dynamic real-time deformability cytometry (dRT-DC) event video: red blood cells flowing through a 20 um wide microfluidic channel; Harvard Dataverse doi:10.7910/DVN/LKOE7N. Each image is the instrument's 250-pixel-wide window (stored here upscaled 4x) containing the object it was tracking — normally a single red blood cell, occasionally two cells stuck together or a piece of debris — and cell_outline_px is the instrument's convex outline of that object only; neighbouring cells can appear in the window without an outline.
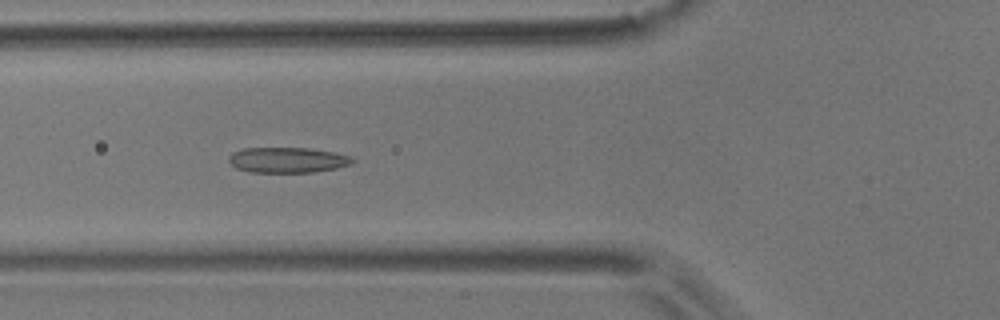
{"species": "common noctule bat (a hibernating species)", "species_latin": "Nyctalus noctula", "temperature_condition": "room temperature", "stored_images_in_passage": 53, "camera_frame_rate_fps": 3000, "um_per_image_px": 0.085, "animal": {"sex": "male", "body_mass_g": 17.9}, "frame": {"image": 1, "passage_image": 19, "time_ms": 6.0, "image_size_px": [1000, 320], "cell_outline_px": [[356, 160], [352, 164], [336, 168], [312, 172], [252, 172], [236, 168], [228, 160], [228, 156], [232, 152], [244, 148], [308, 148], [332, 152], [352, 156]], "centroid_in_image_um": [24.45, 13.59], "position_along_channel_um": 101.4, "area_um2": 18.32}}
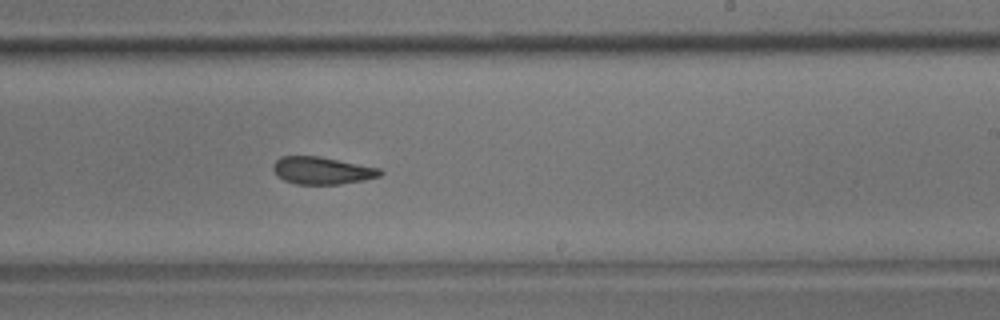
{"frame": {"image": 2, "passage_image": 32, "time_ms": 10.333, "image_size_px": [1000, 320], "cell_outline_px": [[384, 172], [380, 176], [364, 180], [340, 184], [296, 184], [284, 180], [276, 176], [272, 168], [272, 164], [280, 156], [320, 156], [380, 168]], "centroid_in_image_um": [27.35, 14.49], "position_along_channel_um": 261.6, "area_um2": 17.22}}
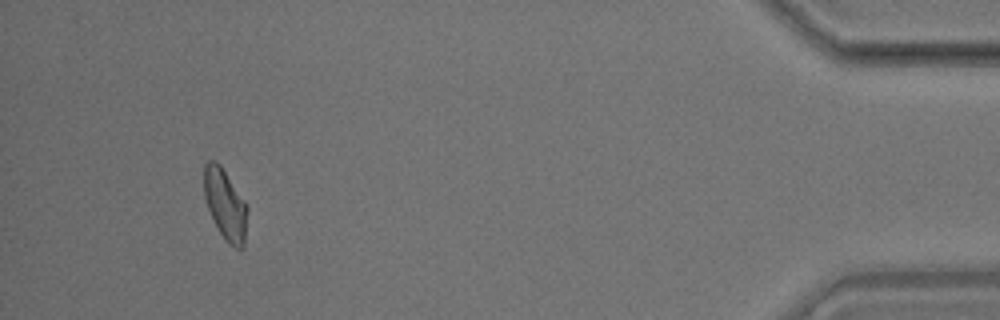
{"frame": {"image": 3, "passage_image": 50, "time_ms": 16.333, "image_size_px": [1000, 320], "cell_outline_px": [[248, 208], [244, 248], [236, 248], [228, 244], [220, 232], [208, 208], [204, 196], [204, 164], [208, 160], [216, 160], [220, 164], [244, 200]], "centroid_in_image_um": [19.15, 17.37], "position_along_channel_um": 416.0, "area_um2": 17.74}, "authors_computed_cell_mechanics": {"area_um2": 17.9758, "velocity_mm_per_s": 3.6936, "shape_relaxation_time_tau1_ms": 10.1605, "shape_relaxation_time_tau2_ms": 3.3787, "deformation_change_tau1": 0.1799, "deformation_change_tau2": 0.0967}}